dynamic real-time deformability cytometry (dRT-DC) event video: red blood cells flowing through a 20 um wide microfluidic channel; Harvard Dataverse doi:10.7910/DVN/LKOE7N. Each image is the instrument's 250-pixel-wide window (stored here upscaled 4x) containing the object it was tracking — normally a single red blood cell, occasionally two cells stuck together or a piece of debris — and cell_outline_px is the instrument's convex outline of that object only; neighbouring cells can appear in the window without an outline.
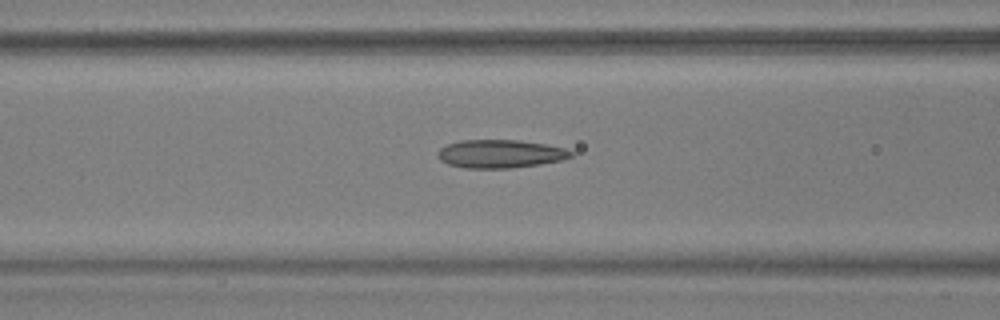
{"species": "common noctule bat (a hibernating species)", "species_latin": "Nyctalus noctula", "temperature_condition": "warm", "stored_images_in_passage": 27, "camera_frame_rate_fps": 3000, "um_per_image_px": 0.085, "animal": {"sex": "male", "body_mass_g": 17.9, "forearm_length_mm": 54.2}, "frame": {"image": 1, "passage_image": 10, "time_ms": 3.0, "image_size_px": [1000, 320], "cell_outline_px": [[572, 156], [560, 160], [540, 164], [512, 168], [464, 168], [448, 164], [440, 160], [436, 156], [436, 152], [440, 148], [448, 144], [460, 140], [520, 140], [544, 144], [564, 148], [572, 152]], "centroid_in_image_um": [42.46, 13.07], "position_along_channel_um": 124.1, "area_um2": 21.91}}
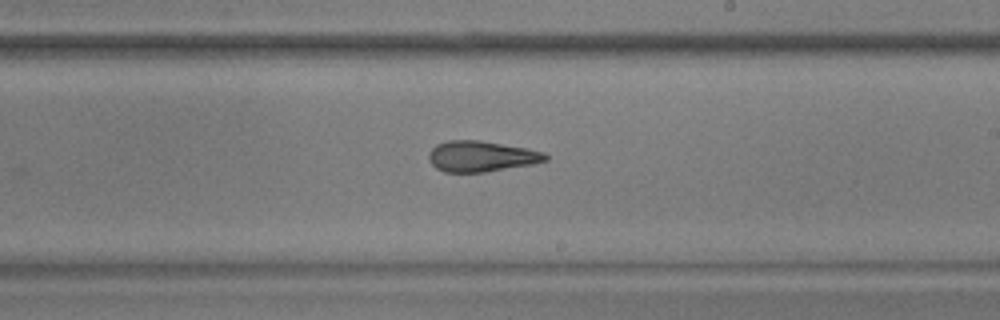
{"frame": {"image": 2, "passage_image": 20, "time_ms": 6.333, "image_size_px": [1000, 320], "cell_outline_px": [[548, 160], [532, 164], [484, 172], [444, 172], [436, 168], [428, 160], [428, 152], [436, 144], [448, 140], [480, 140], [528, 148], [544, 152], [548, 156]], "centroid_in_image_um": [40.89, 13.28], "position_along_channel_um": 248.1, "area_um2": 21.04}}
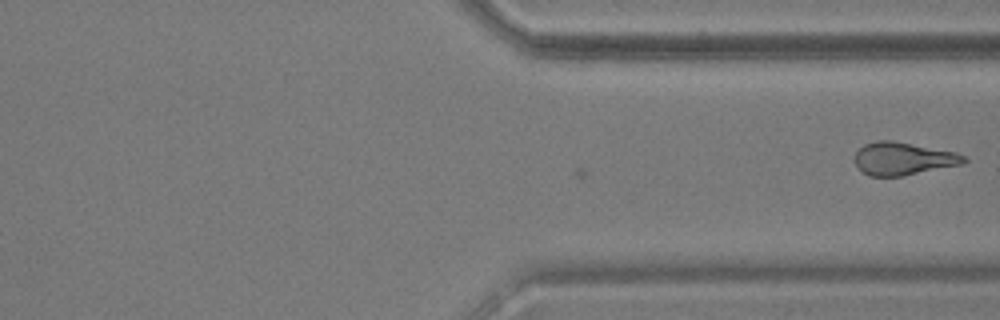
{"frame": {"image": 3, "passage_image": 27, "time_ms": 8.667, "image_size_px": [1000, 320], "cell_outline_px": [[968, 160], [964, 164], [904, 176], [868, 176], [860, 172], [856, 164], [856, 152], [864, 144], [876, 140], [892, 140], [956, 152], [964, 156]], "centroid_in_image_um": [76.77, 13.49], "position_along_channel_um": 334.6, "area_um2": 21.04}}